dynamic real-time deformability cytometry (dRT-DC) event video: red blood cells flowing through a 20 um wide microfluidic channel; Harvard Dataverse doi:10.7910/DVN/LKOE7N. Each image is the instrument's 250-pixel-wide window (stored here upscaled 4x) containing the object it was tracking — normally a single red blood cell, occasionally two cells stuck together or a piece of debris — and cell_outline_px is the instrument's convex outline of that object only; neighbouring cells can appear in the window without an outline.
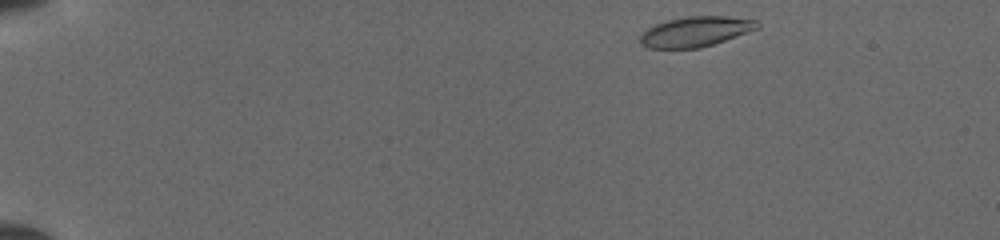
{"species": "common noctule bat (a hibernating species)", "species_latin": "Nyctalus noctula", "temperature_condition": "cold", "stored_images_in_passage": 35, "camera_frame_rate_fps": 3000, "um_per_image_px": 0.085, "animal": {"sex": "female", "body_mass_g": 19.5, "forearm_length_mm": 54.1}, "frame": {"image": 1, "passage_image": 1, "time_ms": 0.0, "image_size_px": [1000, 240], "cell_outline_px": [[760, 28], [700, 48], [648, 48], [640, 44], [640, 32], [656, 24], [668, 20], [688, 16], [724, 16], [756, 20], [760, 24]], "centroid_in_image_um": [59.1, 2.68], "position_along_channel_um": 25.9, "area_um2": 20.46}}
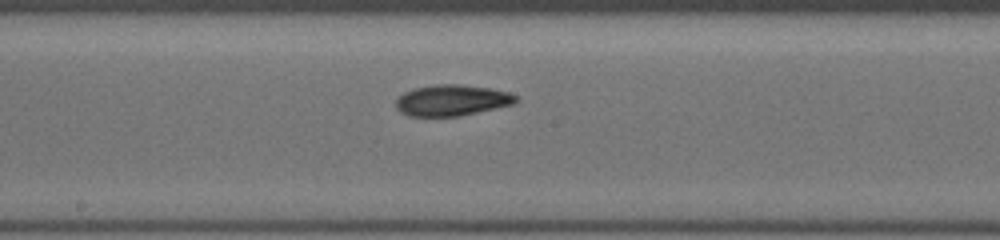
{"frame": {"image": 2, "passage_image": 22, "time_ms": 7.0, "image_size_px": [1000, 240], "cell_outline_px": [[520, 100], [512, 104], [460, 116], [408, 116], [400, 112], [396, 108], [396, 100], [404, 92], [412, 88], [436, 84], [460, 84], [492, 88], [508, 92], [516, 96]], "centroid_in_image_um": [38.39, 8.51], "position_along_channel_um": 209.8, "area_um2": 21.79}}
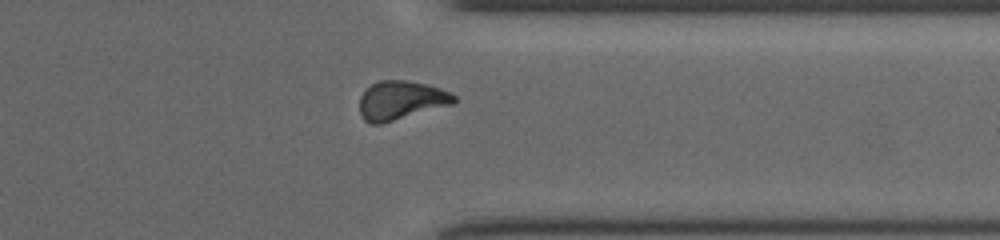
{"frame": {"image": 3, "passage_image": 34, "time_ms": 11.0, "image_size_px": [1000, 240], "cell_outline_px": [[456, 100], [452, 104], [380, 124], [372, 124], [364, 120], [360, 112], [360, 96], [364, 88], [380, 80], [408, 80], [428, 84], [440, 88], [456, 96]], "centroid_in_image_um": [34.05, 8.51], "position_along_channel_um": 377.4, "area_um2": 21.33}}